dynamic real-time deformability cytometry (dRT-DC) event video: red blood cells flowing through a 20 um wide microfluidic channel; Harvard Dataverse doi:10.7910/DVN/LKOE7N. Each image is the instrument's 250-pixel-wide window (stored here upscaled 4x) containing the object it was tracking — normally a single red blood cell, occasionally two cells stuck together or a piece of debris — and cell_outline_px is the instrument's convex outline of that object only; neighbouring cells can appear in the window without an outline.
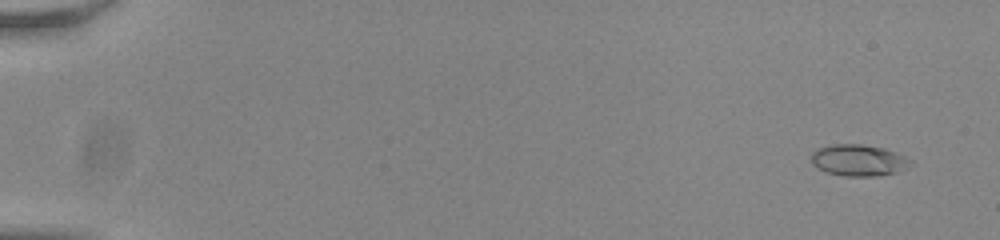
{"species": "common noctule bat (a hibernating species)", "species_latin": "Nyctalus noctula", "temperature_condition": "room temperature", "stored_images_in_passage": 56, "camera_frame_rate_fps": 3000, "um_per_image_px": 0.085, "animal": {"sex": "male", "body_mass_g": 20.0, "forearm_length_mm": 53.3}, "frame": {"image": 1, "passage_image": 4, "time_ms": 1.0, "image_size_px": [1000, 240], "cell_outline_px": [[916, 164], [896, 172], [876, 176], [844, 176], [824, 172], [812, 164], [812, 152], [816, 148], [832, 144], [860, 144], [884, 148], [904, 156], [912, 160]], "centroid_in_image_um": [72.98, 13.62], "position_along_channel_um": 12.0, "area_um2": 18.38}}
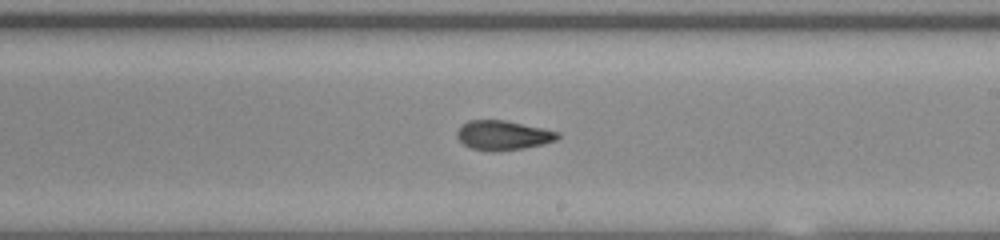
{"frame": {"image": 2, "passage_image": 35, "time_ms": 11.333, "image_size_px": [1000, 240], "cell_outline_px": [[560, 136], [556, 140], [524, 148], [492, 152], [488, 152], [472, 148], [464, 144], [456, 136], [456, 132], [460, 124], [468, 120], [504, 120], [544, 128], [560, 132]], "centroid_in_image_um": [42.73, 11.49], "position_along_channel_um": 246.3, "area_um2": 17.4}}
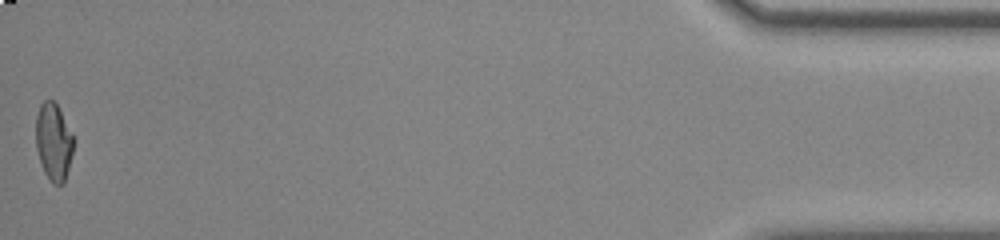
{"frame": {"image": 3, "passage_image": 56, "time_ms": 18.333, "image_size_px": [1000, 240], "cell_outline_px": [[72, 152], [64, 184], [52, 184], [44, 172], [36, 148], [36, 116], [40, 104], [44, 100], [52, 100], [56, 104], [72, 132]], "centroid_in_image_um": [4.53, 12.06], "position_along_channel_um": 430.7, "area_um2": 16.7}, "authors_computed_cell_mechanics": {"area_um2": 17.4845, "velocity_mm_per_s": 3.8424, "shape_relaxation_time_tau1_ms": null, "shape_relaxation_time_tau2_ms": 1.7305, "deformation_change_tau1": null, "deformation_change_tau2": 0.0782}}